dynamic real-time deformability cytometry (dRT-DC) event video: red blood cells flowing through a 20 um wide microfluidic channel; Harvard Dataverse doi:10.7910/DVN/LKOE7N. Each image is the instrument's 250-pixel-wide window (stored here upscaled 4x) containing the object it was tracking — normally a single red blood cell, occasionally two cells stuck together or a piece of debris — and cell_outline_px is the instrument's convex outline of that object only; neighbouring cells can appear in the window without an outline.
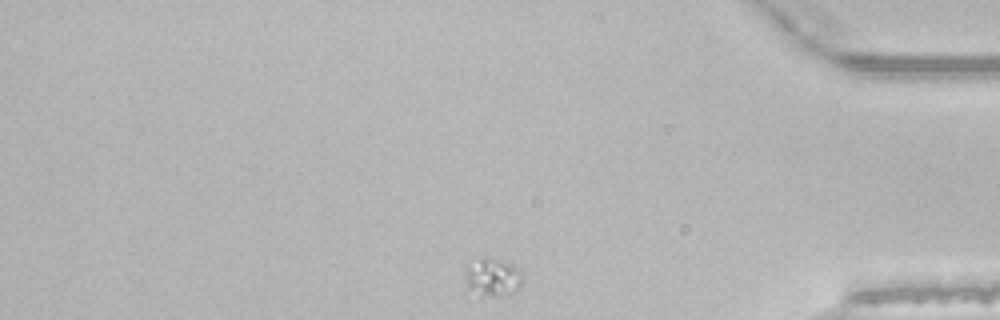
{"species": "common noctule bat (a hibernating species)", "species_latin": "Nyctalus noctula", "temperature_condition": "room temperature", "stored_images_in_passage": 34, "camera_frame_rate_fps": 3000, "um_per_image_px": 0.085, "animal": {"sex": "male", "body_mass_g": 21.5, "forearm_length_mm": 52.0}, "frame": {"image": 1, "passage_image": 34, "time_ms": 11.0, "image_size_px": [1000, 320], "cell_outline_px": [[524, 280], [520, 288], [508, 296], [464, 296], [464, 272], [468, 264], [484, 256], [512, 264], [520, 268], [524, 272]], "centroid_in_image_um": [41.81, 23.64], "position_along_channel_um": 393.4, "area_um2": 14.05}}